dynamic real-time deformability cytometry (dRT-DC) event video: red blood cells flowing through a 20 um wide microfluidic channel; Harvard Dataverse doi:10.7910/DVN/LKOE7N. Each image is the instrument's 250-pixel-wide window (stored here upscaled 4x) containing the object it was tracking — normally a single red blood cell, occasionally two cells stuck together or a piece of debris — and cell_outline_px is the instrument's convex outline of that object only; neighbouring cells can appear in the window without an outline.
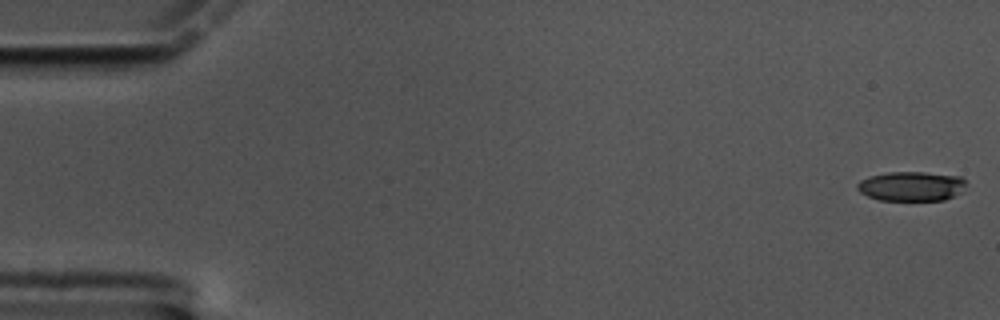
{"species": "common noctule bat (a hibernating species)", "species_latin": "Nyctalus noctula", "temperature_condition": "cold", "stored_images_in_passage": 59, "camera_frame_rate_fps": 3000, "um_per_image_px": 0.085, "animal": {"sex": "male", "body_mass_g": 17.5, "forearm_length_mm": 52.3}, "frame": {"image": 1, "passage_image": 1, "time_ms": 0.0, "image_size_px": [1000, 320], "cell_outline_px": [[964, 184], [960, 192], [944, 200], [880, 200], [868, 196], [860, 192], [856, 188], [856, 184], [860, 180], [868, 176], [888, 172], [924, 172], [960, 176], [964, 180]], "centroid_in_image_um": [77.4, 15.82], "position_along_channel_um": 7.6, "area_um2": 18.61}}
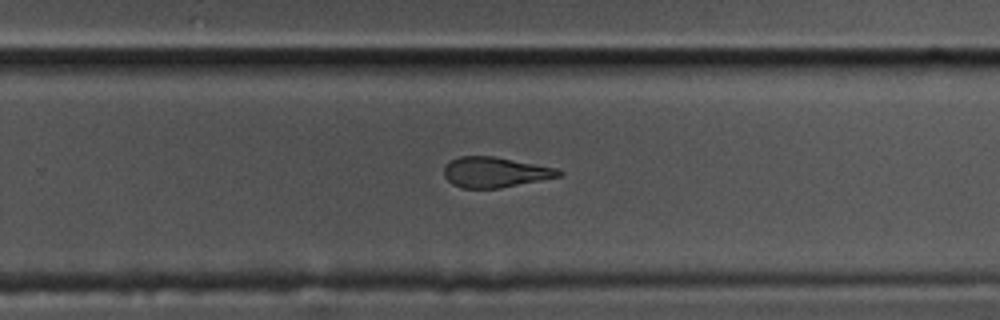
{"frame": {"image": 2, "passage_image": 38, "time_ms": 12.333, "image_size_px": [1000, 320], "cell_outline_px": [[564, 172], [560, 176], [500, 188], [460, 188], [452, 184], [444, 176], [444, 168], [452, 160], [460, 156], [492, 156], [556, 168]], "centroid_in_image_um": [42.06, 14.64], "position_along_channel_um": 287.7, "area_um2": 20.0}}
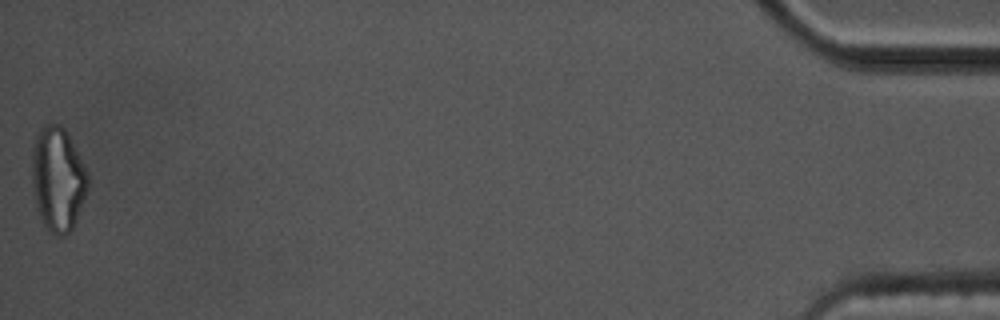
{"frame": {"image": 3, "passage_image": 59, "time_ms": 19.333, "image_size_px": [1000, 320], "cell_outline_px": [[88, 188], [72, 228], [64, 236], [56, 236], [48, 232], [36, 208], [32, 184], [32, 148], [36, 136], [40, 128], [44, 124], [60, 124], [64, 128], [88, 172]], "centroid_in_image_um": [4.89, 15.22], "position_along_channel_um": 430.3, "area_um2": 33.81}, "authors_computed_cell_mechanics": {"area_um2": 21.7328, "velocity_mm_per_s": 3.4156, "shape_relaxation_time_tau1_ms": 4.7735, "shape_relaxation_time_tau2_ms": 2.9767, "deformation_change_tau1": 0.1793, "deformation_change_tau2": 0.1342}}